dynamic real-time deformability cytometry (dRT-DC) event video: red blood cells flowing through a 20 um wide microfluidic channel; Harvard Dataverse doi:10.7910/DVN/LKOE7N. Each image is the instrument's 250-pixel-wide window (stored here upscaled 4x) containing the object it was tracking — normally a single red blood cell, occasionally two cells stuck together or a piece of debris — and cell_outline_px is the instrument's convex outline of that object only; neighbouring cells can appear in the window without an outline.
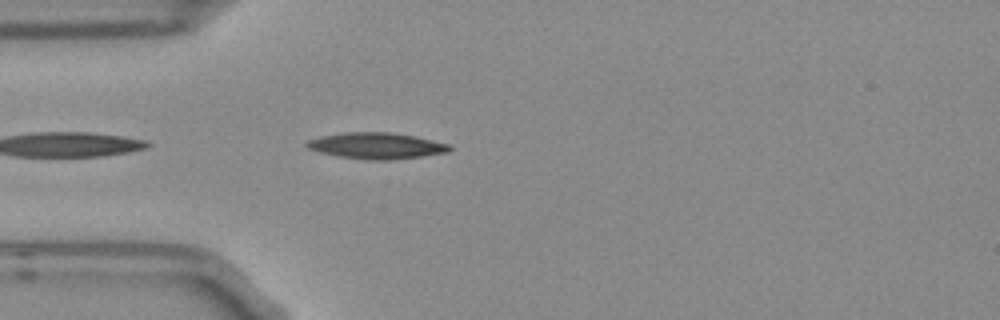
{"species": "Egyptian fruit bat (a non-hibernating species)", "species_latin": "Rousettus aegyptiacus", "temperature_condition": "room temperature", "stored_images_in_passage": 4, "camera_frame_rate_fps": 3000, "um_per_image_px": 0.085, "frame": {"image": 1, "passage_image": 4, "time_ms": 1.0, "image_size_px": [1000, 320], "cell_outline_px": [[452, 148], [448, 152], [392, 160], [368, 160], [340, 156], [320, 152], [308, 148], [304, 144], [308, 140], [320, 136], [344, 132], [388, 132], [416, 136], [448, 144]], "centroid_in_image_um": [31.98, 12.38], "position_along_channel_um": 53.0, "area_um2": 21.68}}